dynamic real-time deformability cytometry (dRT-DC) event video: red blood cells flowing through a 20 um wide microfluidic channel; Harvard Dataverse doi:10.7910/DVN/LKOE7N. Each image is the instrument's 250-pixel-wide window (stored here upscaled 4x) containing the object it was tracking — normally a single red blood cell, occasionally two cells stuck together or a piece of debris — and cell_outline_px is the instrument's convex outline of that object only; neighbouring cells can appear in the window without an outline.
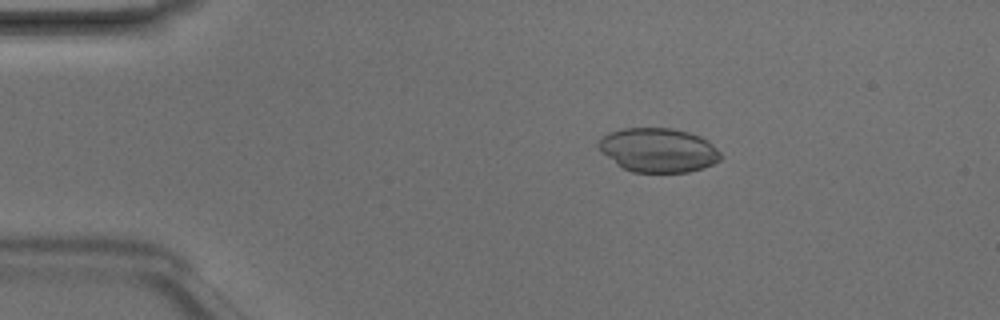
{"species": "Egyptian fruit bat (a non-hibernating species)", "species_latin": "Rousettus aegyptiacus", "temperature_condition": "room temperature", "stored_images_in_passage": 47, "camera_frame_rate_fps": 3000, "um_per_image_px": 0.085, "animal": {"sex": "male"}, "frame": {"image": 1, "passage_image": 8, "time_ms": 2.333, "image_size_px": [1000, 320], "cell_outline_px": [[720, 160], [712, 164], [688, 172], [632, 172], [616, 164], [596, 144], [608, 132], [624, 128], [672, 128], [688, 132], [700, 136], [708, 140], [720, 152]], "centroid_in_image_um": [55.96, 12.75], "position_along_channel_um": 29.0, "area_um2": 31.1}}
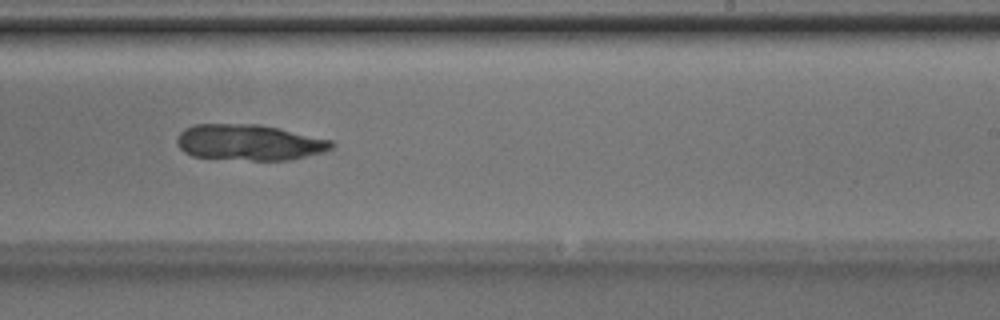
{"frame": {"image": 2, "passage_image": 29, "time_ms": 9.333, "image_size_px": [1000, 320], "cell_outline_px": [[336, 144], [332, 148], [324, 152], [292, 160], [252, 160], [192, 156], [184, 152], [176, 144], [176, 140], [180, 132], [184, 128], [196, 124], [260, 124], [332, 140]], "centroid_in_image_um": [21.19, 12.1], "position_along_channel_um": 267.8, "area_um2": 32.43}}
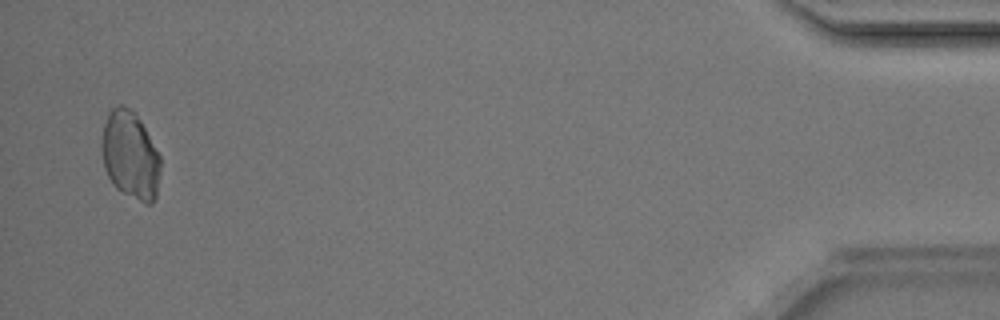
{"frame": {"image": 3, "passage_image": 46, "time_ms": 15.0, "image_size_px": [1000, 320], "cell_outline_px": [[160, 168], [156, 196], [152, 204], [144, 204], [116, 188], [112, 184], [104, 168], [104, 124], [112, 108], [116, 104], [120, 104], [128, 108], [140, 120], [160, 156]], "centroid_in_image_um": [11.1, 13.24], "position_along_channel_um": 424.1, "area_um2": 29.3}}